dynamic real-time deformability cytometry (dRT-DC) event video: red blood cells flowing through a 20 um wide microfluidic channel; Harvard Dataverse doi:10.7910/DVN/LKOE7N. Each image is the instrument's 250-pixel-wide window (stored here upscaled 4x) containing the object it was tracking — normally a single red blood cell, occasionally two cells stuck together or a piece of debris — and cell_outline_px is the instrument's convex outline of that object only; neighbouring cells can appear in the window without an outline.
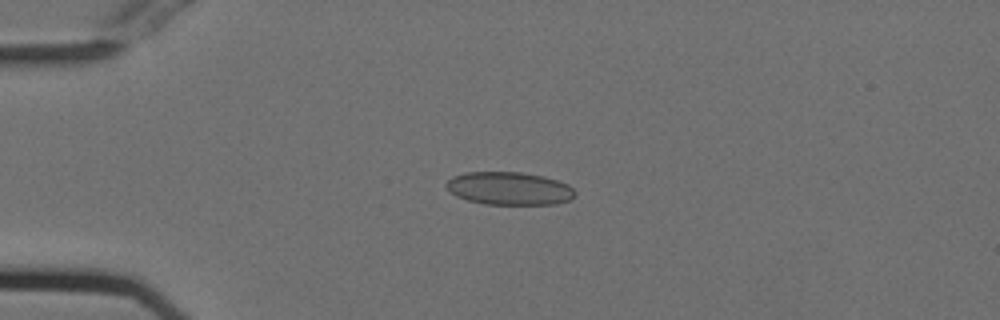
{"species": "Egyptian fruit bat (a non-hibernating species)", "species_latin": "Rousettus aegyptiacus", "temperature_condition": "cold", "stored_images_in_passage": 54, "camera_frame_rate_fps": 3000, "um_per_image_px": 0.085, "animal": {"sex": "female"}, "frame": {"image": 1, "passage_image": 13, "time_ms": 4.0, "image_size_px": [1000, 320], "cell_outline_px": [[576, 192], [568, 200], [556, 204], [484, 204], [468, 200], [456, 196], [444, 184], [452, 176], [464, 172], [520, 172], [544, 176], [568, 184]], "centroid_in_image_um": [43.26, 16.01], "position_along_channel_um": 41.7, "area_um2": 24.62}}
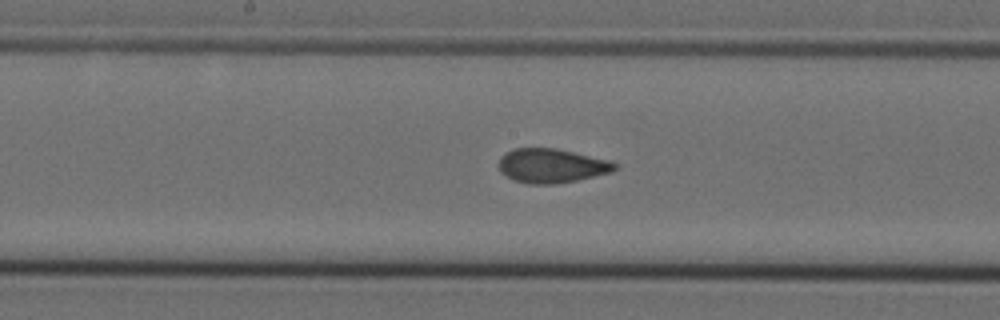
{"frame": {"image": 2, "passage_image": 28, "time_ms": 9.0, "image_size_px": [1000, 320], "cell_outline_px": [[616, 168], [612, 172], [576, 180], [556, 184], [528, 184], [512, 180], [500, 172], [500, 156], [516, 148], [556, 148], [608, 160], [616, 164]], "centroid_in_image_um": [46.86, 14.1], "position_along_channel_um": 201.3, "area_um2": 22.95}}
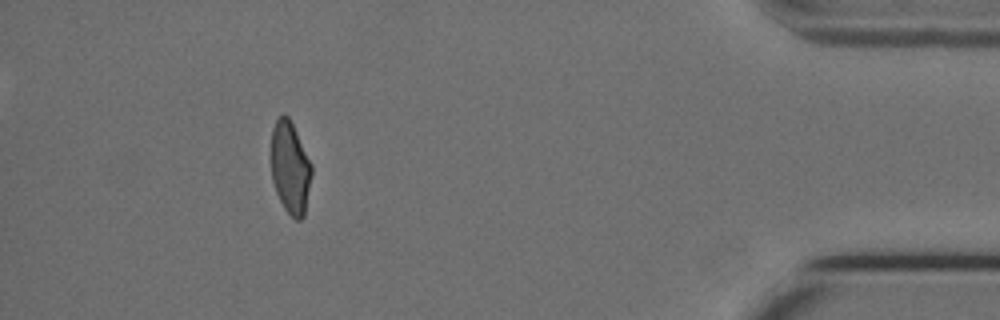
{"frame": {"image": 3, "passage_image": 49, "time_ms": 16.0, "image_size_px": [1000, 320], "cell_outline_px": [[312, 172], [304, 216], [300, 220], [296, 220], [284, 208], [276, 192], [272, 180], [272, 128], [276, 120], [284, 112], [288, 116], [312, 164]], "centroid_in_image_um": [24.67, 14.25], "position_along_channel_um": 410.5, "area_um2": 21.5}, "authors_computed_cell_mechanics": {"area_um2": 23.5824, "velocity_mm_per_s": 3.7539, "shape_relaxation_time_tau1_ms": null, "shape_relaxation_time_tau2_ms": 1.0184, "deformation_change_tau1": null, "deformation_change_tau2": 0.0726}}